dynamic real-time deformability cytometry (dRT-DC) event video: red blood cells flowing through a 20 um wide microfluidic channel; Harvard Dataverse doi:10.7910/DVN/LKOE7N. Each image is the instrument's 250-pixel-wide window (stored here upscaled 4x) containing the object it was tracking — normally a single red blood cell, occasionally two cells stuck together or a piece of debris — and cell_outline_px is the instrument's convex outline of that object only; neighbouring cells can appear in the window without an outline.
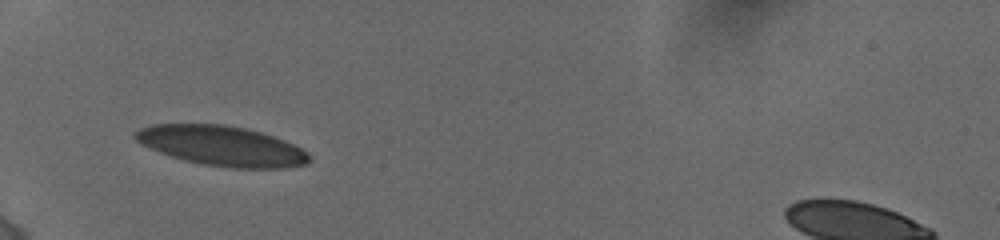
{"species": "human", "species_latin": "Homo sapiens", "temperature_condition": "cold", "stored_images_in_passage": 43, "camera_frame_rate_fps": 3000, "um_per_image_px": 0.085, "donor": {"sex": "female"}, "frame": {"image": 1, "passage_image": 1, "time_ms": 0.0, "image_size_px": [1000, 240], "cell_outline_px": [[308, 164], [288, 168], [228, 168], [200, 164], [184, 160], [148, 148], [140, 144], [136, 140], [136, 132], [140, 128], [152, 124], [224, 124], [244, 128], [260, 132], [284, 140], [308, 152]], "centroid_in_image_um": [18.85, 12.41], "position_along_channel_um": 66.2, "area_um2": 40.4}}
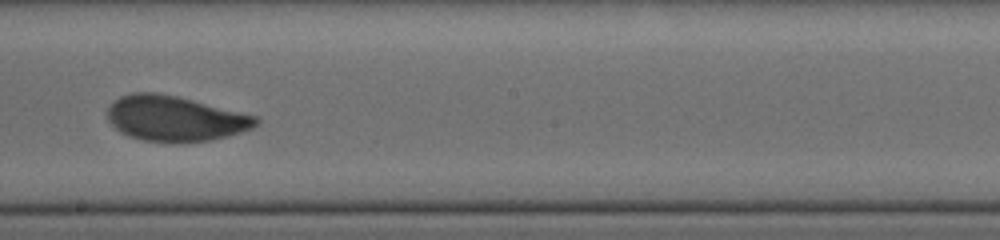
{"frame": {"image": 2, "passage_image": 20, "time_ms": 4.667, "image_size_px": [1000, 240], "cell_outline_px": [[260, 120], [252, 128], [228, 136], [212, 140], [180, 144], [144, 140], [128, 136], [120, 132], [108, 120], [108, 108], [120, 96], [132, 92], [156, 92], [176, 96], [256, 116]], "centroid_in_image_um": [14.86, 10.09], "position_along_channel_um": 233.3, "area_um2": 39.19}}
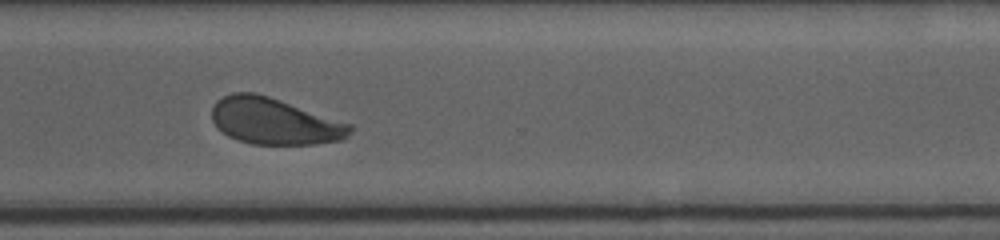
{"frame": {"image": 3, "passage_image": 42, "time_ms": 7.667, "image_size_px": [1000, 240], "cell_outline_px": [[352, 132], [348, 136], [340, 140], [312, 144], [252, 144], [236, 140], [228, 136], [212, 120], [212, 108], [216, 100], [232, 92], [256, 92], [352, 124]], "centroid_in_image_um": [23.31, 10.3], "position_along_channel_um": 347.3, "area_um2": 37.22}}